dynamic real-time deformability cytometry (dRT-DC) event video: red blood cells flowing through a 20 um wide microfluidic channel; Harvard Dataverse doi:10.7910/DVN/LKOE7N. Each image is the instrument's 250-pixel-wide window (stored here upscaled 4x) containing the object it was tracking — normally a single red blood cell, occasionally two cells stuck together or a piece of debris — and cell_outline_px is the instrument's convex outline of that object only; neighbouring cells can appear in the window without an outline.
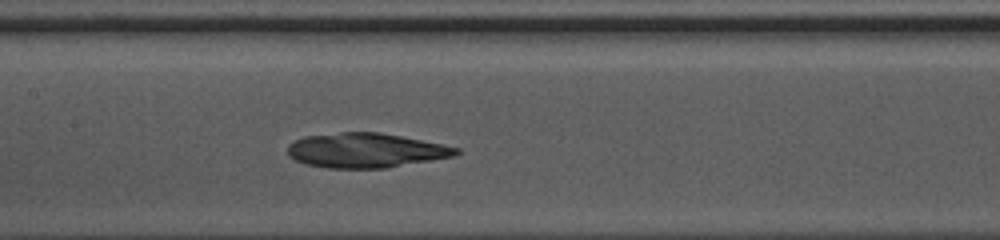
{"species": "common noctule bat (a hibernating species)", "species_latin": "Nyctalus noctula", "temperature_condition": "warm", "stored_images_in_passage": 33, "camera_frame_rate_fps": 3000, "um_per_image_px": 0.085, "animal": {"sex": "female", "body_mass_g": 10.0, "forearm_length_mm": 53.1}, "frame": {"image": 1, "passage_image": 16, "time_ms": 5.0, "image_size_px": [1000, 240], "cell_outline_px": [[460, 152], [456, 156], [384, 168], [328, 168], [308, 164], [296, 160], [288, 156], [288, 144], [304, 136], [340, 132], [380, 132], [460, 148]], "centroid_in_image_um": [31.08, 12.78], "position_along_channel_um": 176.3, "area_um2": 33.76}}
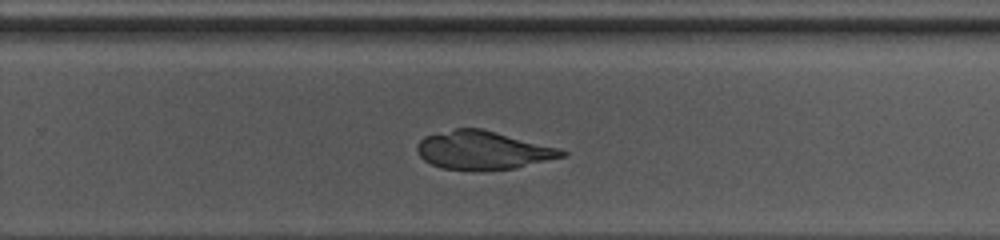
{"frame": {"image": 2, "passage_image": 24, "time_ms": 7.667, "image_size_px": [1000, 240], "cell_outline_px": [[568, 156], [516, 168], [480, 172], [440, 168], [424, 160], [420, 156], [416, 148], [416, 144], [424, 136], [456, 128], [480, 128], [560, 148], [568, 152]], "centroid_in_image_um": [41.07, 12.8], "position_along_channel_um": 288.7, "area_um2": 32.89}}
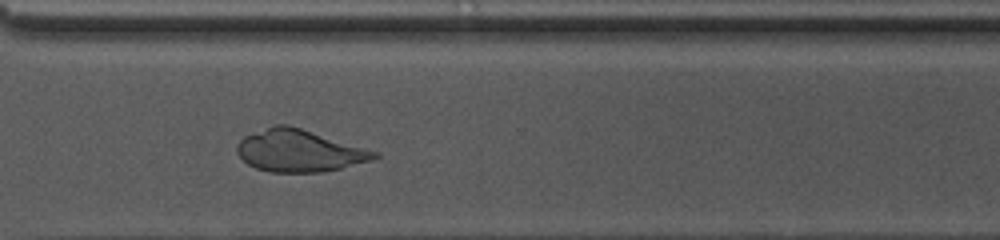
{"frame": {"image": 3, "passage_image": 28, "time_ms": 9.0, "image_size_px": [1000, 240], "cell_outline_px": [[380, 156], [372, 160], [324, 172], [268, 172], [256, 168], [248, 164], [236, 152], [236, 144], [244, 136], [276, 124], [288, 124], [380, 152]], "centroid_in_image_um": [25.44, 12.81], "position_along_channel_um": 345.2, "area_um2": 33.7}}